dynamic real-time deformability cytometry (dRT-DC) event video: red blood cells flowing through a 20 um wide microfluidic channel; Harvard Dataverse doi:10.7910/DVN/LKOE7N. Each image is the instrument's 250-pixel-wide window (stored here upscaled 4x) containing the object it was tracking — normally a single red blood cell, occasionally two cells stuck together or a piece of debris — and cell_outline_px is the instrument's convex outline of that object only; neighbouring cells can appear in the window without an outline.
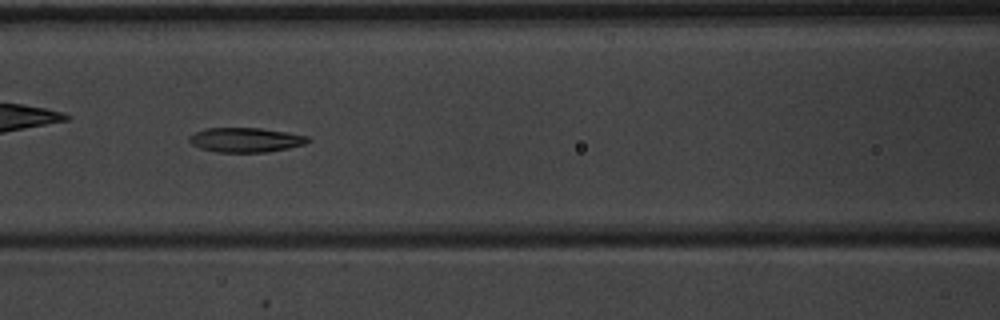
{"species": "common noctule bat (a hibernating species)", "species_latin": "Nyctalus noctula", "temperature_condition": "warm", "stored_images_in_passage": 52, "camera_frame_rate_fps": 3000, "um_per_image_px": 0.085, "animal": {"sex": "male", "body_mass_g": 20.1, "forearm_length_mm": 53.5}, "frame": {"image": 1, "passage_image": 23, "time_ms": 7.333, "image_size_px": [1000, 320], "cell_outline_px": [[312, 140], [304, 144], [288, 148], [264, 152], [216, 152], [200, 148], [192, 144], [188, 140], [188, 136], [204, 128], [260, 128], [288, 132], [308, 136]], "centroid_in_image_um": [20.87, 11.88], "position_along_channel_um": 145.7, "area_um2": 16.99}, "authors_computed_cell_mechanics": {"area_um2": 17.7735, "velocity_mm_per_s": 3.9911, "shape_relaxation_time_tau1_ms": 6.1195, "shape_relaxation_time_tau2_ms": 2.8657, "deformation_change_tau1": 0.1845, "deformation_change_tau2": 0.0908}}